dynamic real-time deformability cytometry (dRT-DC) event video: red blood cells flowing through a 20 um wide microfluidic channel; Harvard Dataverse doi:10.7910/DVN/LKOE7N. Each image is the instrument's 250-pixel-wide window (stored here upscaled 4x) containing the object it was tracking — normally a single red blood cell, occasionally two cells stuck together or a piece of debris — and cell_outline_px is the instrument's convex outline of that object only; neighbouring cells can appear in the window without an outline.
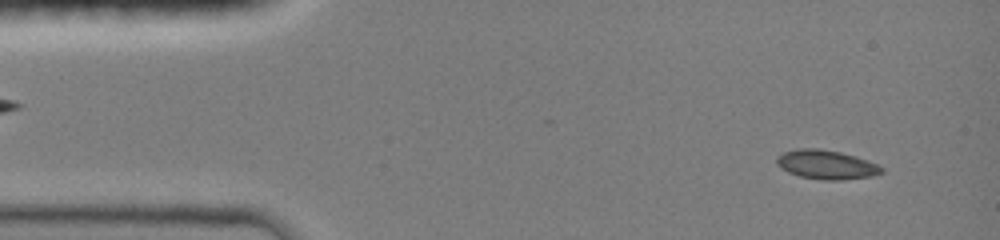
{"species": "common noctule bat (a hibernating species)", "species_latin": "Nyctalus noctula", "temperature_condition": "room temperature", "stored_images_in_passage": 66, "camera_frame_rate_fps": 3000, "um_per_image_px": 0.085, "animal": {"sex": "female", "body_mass_g": 19.0, "forearm_length_mm": 51.5}, "frame": {"image": 1, "passage_image": 4, "time_ms": 0.667, "image_size_px": [1000, 240], "cell_outline_px": [[884, 172], [872, 176], [840, 180], [824, 180], [800, 176], [788, 172], [776, 164], [776, 160], [784, 152], [800, 148], [816, 148], [840, 152], [876, 164], [884, 168]], "centroid_in_image_um": [70.23, 14.0], "position_along_channel_um": 14.8, "area_um2": 17.4}}
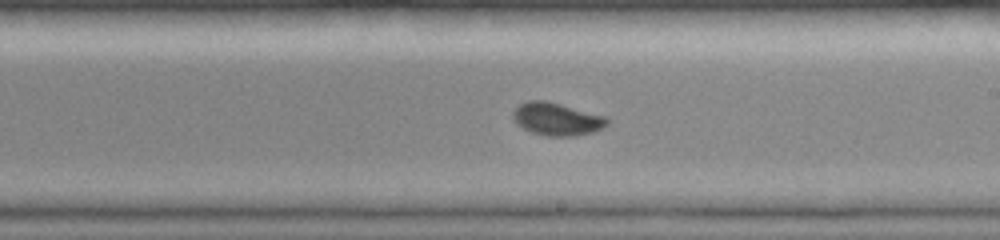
{"frame": {"image": 2, "passage_image": 38, "time_ms": 8.333, "image_size_px": [1000, 240], "cell_outline_px": [[608, 124], [604, 128], [592, 132], [572, 136], [544, 136], [532, 132], [516, 124], [512, 116], [512, 112], [520, 104], [528, 100], [544, 100], [608, 116]], "centroid_in_image_um": [47.34, 10.12], "position_along_channel_um": 241.7, "area_um2": 18.03}}
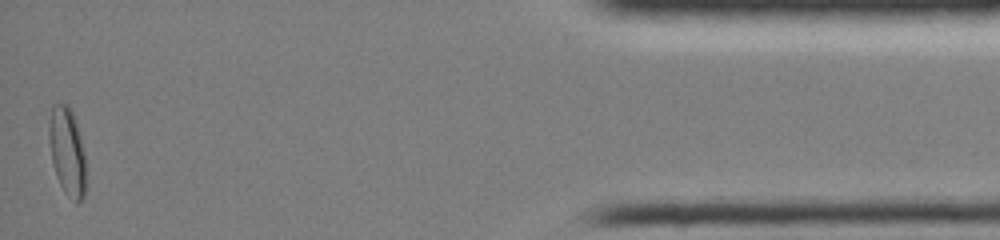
{"frame": {"image": 3, "passage_image": 66, "time_ms": 14.667, "image_size_px": [1000, 240], "cell_outline_px": [[84, 196], [76, 204], [64, 192], [56, 176], [52, 160], [48, 136], [48, 128], [52, 104], [68, 104], [72, 112], [80, 136], [84, 152]], "centroid_in_image_um": [5.68, 12.87], "position_along_channel_um": 429.5, "area_um2": 18.67}, "authors_computed_cell_mechanics": {"area_um2": 17.1377, "velocity_mm_per_s": 4.104, "shape_relaxation_time_tau1_ms": 7.706, "shape_relaxation_time_tau2_ms": null, "deformation_change_tau1": 0.187, "deformation_change_tau2": null}}